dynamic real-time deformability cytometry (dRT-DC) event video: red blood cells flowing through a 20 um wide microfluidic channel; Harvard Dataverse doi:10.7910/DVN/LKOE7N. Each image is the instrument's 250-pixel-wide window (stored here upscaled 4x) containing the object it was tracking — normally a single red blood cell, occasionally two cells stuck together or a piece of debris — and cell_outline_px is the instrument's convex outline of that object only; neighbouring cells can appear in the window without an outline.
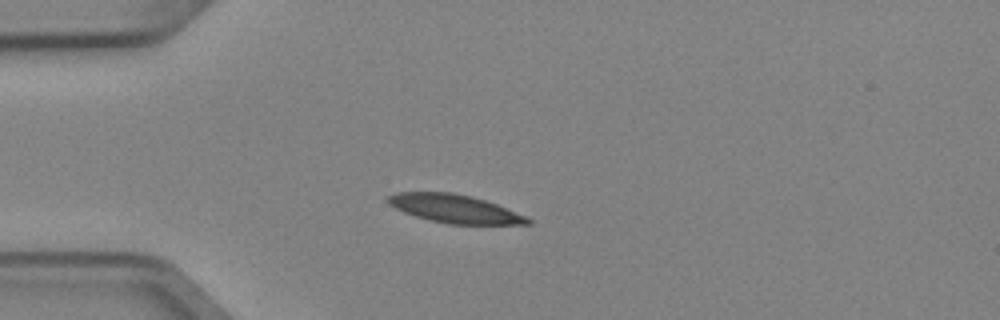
{"species": "Egyptian fruit bat (a non-hibernating species)", "species_latin": "Rousettus aegyptiacus", "temperature_condition": "cold", "stored_images_in_passage": 6, "camera_frame_rate_fps": 3000, "um_per_image_px": 0.085, "animal": {"sex": "female"}, "frame": {"image": 1, "passage_image": 4, "time_ms": 1.0, "image_size_px": [1000, 320], "cell_outline_px": [[532, 224], [448, 224], [428, 220], [404, 212], [388, 204], [384, 200], [384, 196], [396, 192], [452, 192], [472, 196], [496, 204], [524, 216], [532, 220]], "centroid_in_image_um": [38.56, 17.73], "position_along_channel_um": 46.4, "area_um2": 23.06}}
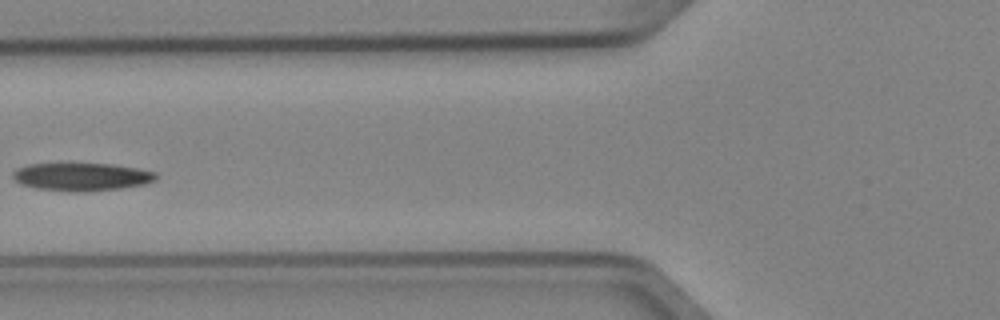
{"frame": {"image": 2, "passage_image": 6, "time_ms": 1.667, "image_size_px": [1000, 320], "cell_outline_px": [[156, 180], [144, 184], [120, 188], [88, 192], [72, 192], [36, 188], [20, 184], [12, 176], [12, 172], [16, 168], [28, 164], [112, 164], [140, 168], [156, 172]], "centroid_in_image_um": [6.94, 15.03], "position_along_channel_um": 118.9, "area_um2": 23.41}}